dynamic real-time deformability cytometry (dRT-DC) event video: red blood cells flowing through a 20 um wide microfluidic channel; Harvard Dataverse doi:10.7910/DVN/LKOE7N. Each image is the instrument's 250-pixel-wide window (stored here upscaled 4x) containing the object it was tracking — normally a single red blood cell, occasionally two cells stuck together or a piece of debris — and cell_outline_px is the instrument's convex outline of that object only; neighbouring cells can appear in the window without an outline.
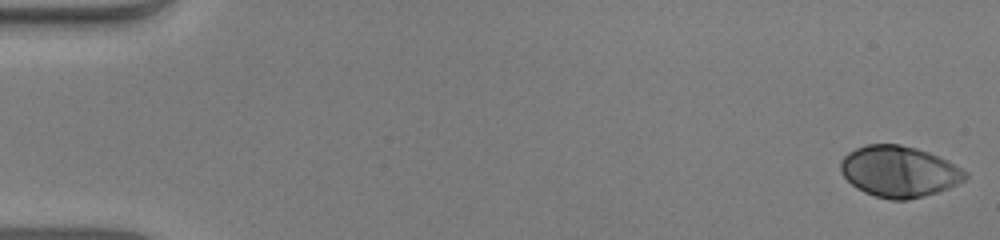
{"species": "human", "species_latin": "Homo sapiens", "temperature_condition": "warm", "stored_images_in_passage": 30, "camera_frame_rate_fps": 3000, "um_per_image_px": 0.085, "donor": {"sex": "male"}, "frame": {"image": 1, "passage_image": 1, "time_ms": 0.0, "image_size_px": [1000, 240], "cell_outline_px": [[968, 176], [964, 180], [948, 188], [924, 196], [908, 200], [892, 200], [876, 196], [864, 192], [856, 188], [840, 172], [840, 160], [848, 152], [856, 148], [868, 144], [900, 144], [916, 148], [928, 152], [948, 160], [968, 172]], "centroid_in_image_um": [76.42, 14.57], "position_along_channel_um": 8.6, "area_um2": 37.17}}
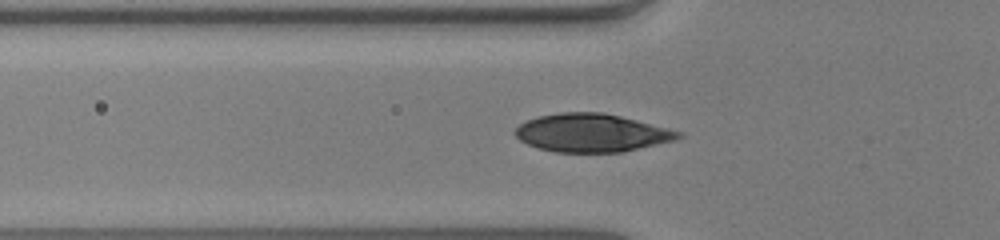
{"frame": {"image": 2, "passage_image": 18, "time_ms": 5.667, "image_size_px": [1000, 240], "cell_outline_px": [[684, 136], [676, 140], [624, 152], [552, 152], [528, 144], [520, 140], [512, 132], [520, 124], [528, 120], [540, 116], [560, 112], [604, 112], [684, 132]], "centroid_in_image_um": [50.32, 11.3], "position_along_channel_um": 75.5, "area_um2": 36.36}}
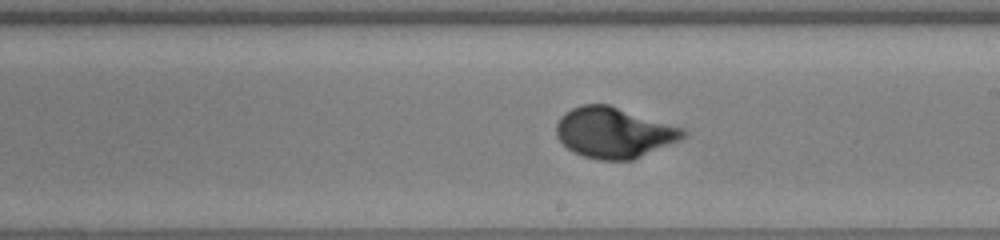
{"frame": {"image": 3, "passage_image": 30, "time_ms": 9.667, "image_size_px": [1000, 240], "cell_outline_px": [[688, 132], [680, 140], [632, 160], [600, 160], [584, 156], [568, 148], [556, 136], [556, 124], [560, 116], [572, 108], [580, 104], [608, 104], [684, 128]], "centroid_in_image_um": [52.18, 11.26], "position_along_channel_um": 236.8, "area_um2": 37.22}}